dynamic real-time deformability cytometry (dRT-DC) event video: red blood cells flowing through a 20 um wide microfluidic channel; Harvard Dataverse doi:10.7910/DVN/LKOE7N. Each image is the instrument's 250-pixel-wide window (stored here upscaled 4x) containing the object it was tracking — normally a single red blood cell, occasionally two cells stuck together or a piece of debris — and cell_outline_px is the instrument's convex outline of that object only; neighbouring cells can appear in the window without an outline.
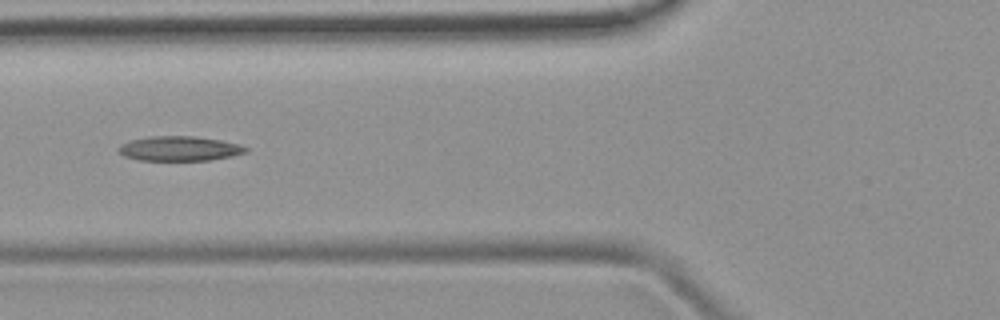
{"species": "common noctule bat (a hibernating species)", "species_latin": "Nyctalus noctula", "temperature_condition": "room temperature", "stored_images_in_passage": 6, "camera_frame_rate_fps": 3000, "um_per_image_px": 0.085, "animal": {"sex": "female", "body_mass_g": 19.9}, "frame": {"image": 1, "passage_image": 5, "time_ms": 5.667, "image_size_px": [1000, 320], "cell_outline_px": [[248, 152], [232, 156], [208, 160], [140, 160], [124, 156], [116, 148], [120, 144], [128, 140], [148, 136], [192, 136], [220, 140], [240, 144], [248, 148]], "centroid_in_image_um": [15.23, 12.62], "position_along_channel_um": 110.6, "area_um2": 18.38}}
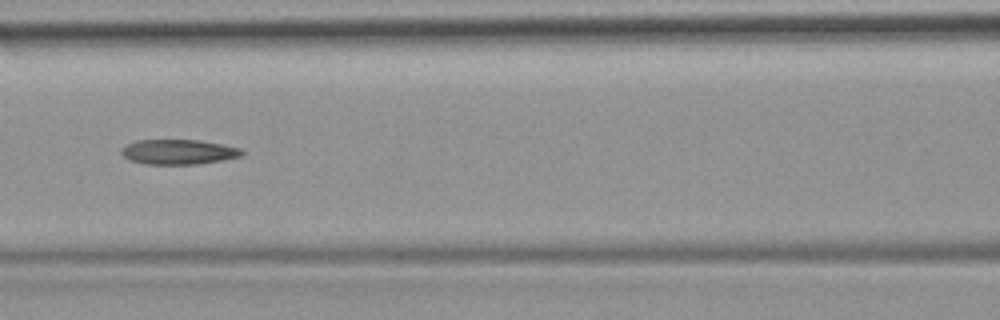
{"frame": {"image": 2, "passage_image": 6, "time_ms": 6.667, "image_size_px": [1000, 320], "cell_outline_px": [[244, 152], [240, 156], [224, 160], [196, 164], [148, 164], [132, 160], [124, 156], [120, 152], [120, 148], [136, 140], [200, 140], [240, 148]], "centroid_in_image_um": [15.17, 12.91], "position_along_channel_um": 151.4, "area_um2": 17.34}}